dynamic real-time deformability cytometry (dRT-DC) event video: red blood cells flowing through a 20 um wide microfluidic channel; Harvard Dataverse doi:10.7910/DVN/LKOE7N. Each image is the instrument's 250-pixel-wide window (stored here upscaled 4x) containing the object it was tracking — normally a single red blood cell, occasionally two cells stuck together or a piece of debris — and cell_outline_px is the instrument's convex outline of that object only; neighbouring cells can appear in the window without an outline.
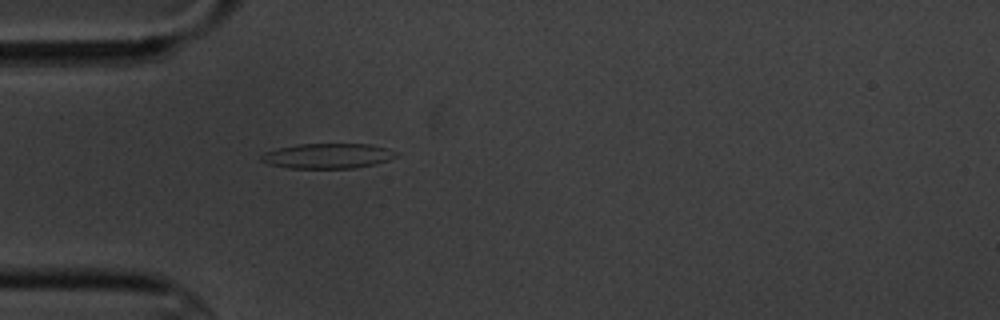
{"species": "common noctule bat (a hibernating species)", "species_latin": "Nyctalus noctula", "temperature_condition": "cold", "stored_images_in_passage": 1, "camera_frame_rate_fps": 3000, "um_per_image_px": 0.085, "animal": {"sex": "male", "body_mass_g": 20.1, "forearm_length_mm": 53.5}, "frame": {"image": 1, "passage_image": 1, "time_ms": 0.0, "image_size_px": [1000, 320], "cell_outline_px": [[396, 156], [388, 160], [376, 164], [352, 168], [288, 168], [268, 164], [260, 160], [260, 156], [264, 152], [296, 144], [368, 144], [388, 148], [396, 152]], "centroid_in_image_um": [27.83, 13.25], "position_along_channel_um": 57.2, "area_um2": 19.65}}